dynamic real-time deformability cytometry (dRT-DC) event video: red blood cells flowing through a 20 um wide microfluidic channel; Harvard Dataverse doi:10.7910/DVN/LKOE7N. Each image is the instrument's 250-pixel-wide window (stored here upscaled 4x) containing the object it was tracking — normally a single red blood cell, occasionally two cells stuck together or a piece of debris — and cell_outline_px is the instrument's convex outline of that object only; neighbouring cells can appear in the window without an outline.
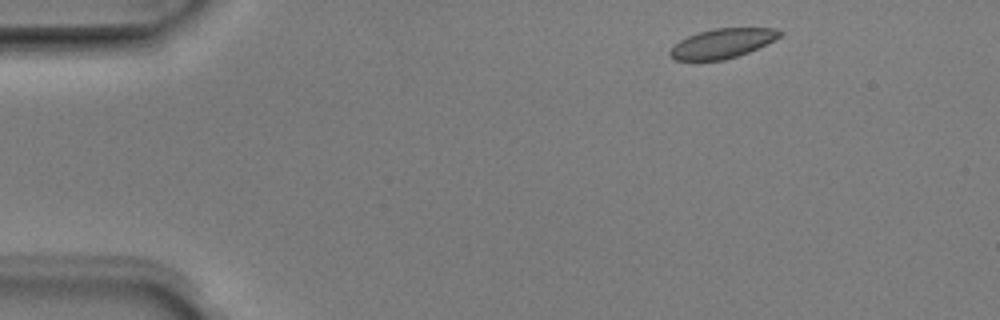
{"species": "Egyptian fruit bat (a non-hibernating species)", "species_latin": "Rousettus aegyptiacus", "temperature_condition": "room temperature", "stored_images_in_passage": 3, "camera_frame_rate_fps": 3000, "um_per_image_px": 0.085, "animal": {"sex": "male"}, "frame": {"image": 1, "passage_image": 1, "time_ms": 0.0, "image_size_px": [1000, 320], "cell_outline_px": [[784, 32], [780, 36], [748, 52], [724, 60], [676, 60], [668, 56], [668, 52], [680, 40], [688, 36], [700, 32], [716, 28], [776, 28]], "centroid_in_image_um": [61.37, 3.69], "position_along_channel_um": 23.6, "area_um2": 18.55}}
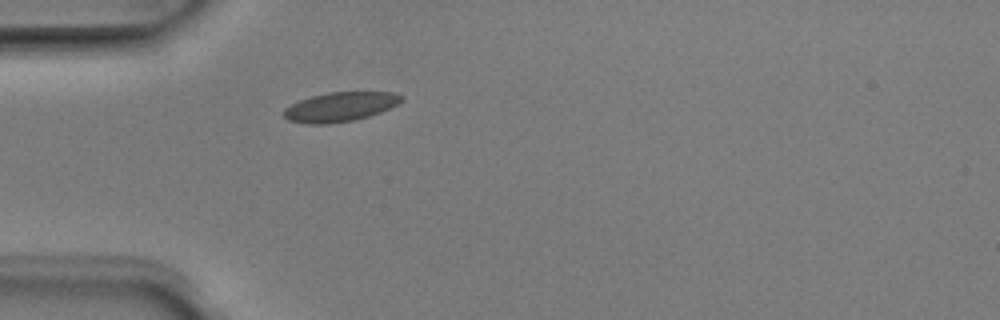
{"frame": {"image": 2, "passage_image": 3, "time_ms": 0.667, "image_size_px": [1000, 320], "cell_outline_px": [[404, 100], [380, 112], [368, 116], [352, 120], [328, 124], [308, 124], [288, 120], [284, 116], [284, 108], [300, 100], [312, 96], [328, 92], [392, 92], [404, 96]], "centroid_in_image_um": [28.91, 9.08], "position_along_channel_um": 56.1, "area_um2": 19.94}}